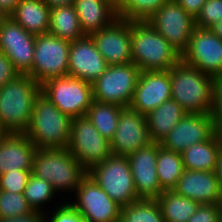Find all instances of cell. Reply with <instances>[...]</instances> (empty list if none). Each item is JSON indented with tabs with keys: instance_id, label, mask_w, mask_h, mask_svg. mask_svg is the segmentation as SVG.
<instances>
[{
	"instance_id": "cell-27",
	"label": "cell",
	"mask_w": 222,
	"mask_h": 222,
	"mask_svg": "<svg viewBox=\"0 0 222 222\" xmlns=\"http://www.w3.org/2000/svg\"><path fill=\"white\" fill-rule=\"evenodd\" d=\"M49 34L70 42L84 37L74 5L50 8Z\"/></svg>"
},
{
	"instance_id": "cell-19",
	"label": "cell",
	"mask_w": 222,
	"mask_h": 222,
	"mask_svg": "<svg viewBox=\"0 0 222 222\" xmlns=\"http://www.w3.org/2000/svg\"><path fill=\"white\" fill-rule=\"evenodd\" d=\"M158 149L159 143L151 142L127 156L135 190L141 199H156L164 191L157 177Z\"/></svg>"
},
{
	"instance_id": "cell-2",
	"label": "cell",
	"mask_w": 222,
	"mask_h": 222,
	"mask_svg": "<svg viewBox=\"0 0 222 222\" xmlns=\"http://www.w3.org/2000/svg\"><path fill=\"white\" fill-rule=\"evenodd\" d=\"M131 58L141 71L169 70L181 53L146 21H130Z\"/></svg>"
},
{
	"instance_id": "cell-33",
	"label": "cell",
	"mask_w": 222,
	"mask_h": 222,
	"mask_svg": "<svg viewBox=\"0 0 222 222\" xmlns=\"http://www.w3.org/2000/svg\"><path fill=\"white\" fill-rule=\"evenodd\" d=\"M56 192L51 184L31 173L27 181L23 195L32 210H37L45 214L46 203L53 202Z\"/></svg>"
},
{
	"instance_id": "cell-39",
	"label": "cell",
	"mask_w": 222,
	"mask_h": 222,
	"mask_svg": "<svg viewBox=\"0 0 222 222\" xmlns=\"http://www.w3.org/2000/svg\"><path fill=\"white\" fill-rule=\"evenodd\" d=\"M216 131L222 134V76L215 78L213 88V104L210 112Z\"/></svg>"
},
{
	"instance_id": "cell-22",
	"label": "cell",
	"mask_w": 222,
	"mask_h": 222,
	"mask_svg": "<svg viewBox=\"0 0 222 222\" xmlns=\"http://www.w3.org/2000/svg\"><path fill=\"white\" fill-rule=\"evenodd\" d=\"M36 149L25 133H5L0 139V175L9 171L32 170Z\"/></svg>"
},
{
	"instance_id": "cell-40",
	"label": "cell",
	"mask_w": 222,
	"mask_h": 222,
	"mask_svg": "<svg viewBox=\"0 0 222 222\" xmlns=\"http://www.w3.org/2000/svg\"><path fill=\"white\" fill-rule=\"evenodd\" d=\"M19 75L12 62L0 50V88Z\"/></svg>"
},
{
	"instance_id": "cell-45",
	"label": "cell",
	"mask_w": 222,
	"mask_h": 222,
	"mask_svg": "<svg viewBox=\"0 0 222 222\" xmlns=\"http://www.w3.org/2000/svg\"><path fill=\"white\" fill-rule=\"evenodd\" d=\"M215 172L217 174V177H218V180L220 183V188L222 191V147H221L219 154H218V161H217V166H216Z\"/></svg>"
},
{
	"instance_id": "cell-12",
	"label": "cell",
	"mask_w": 222,
	"mask_h": 222,
	"mask_svg": "<svg viewBox=\"0 0 222 222\" xmlns=\"http://www.w3.org/2000/svg\"><path fill=\"white\" fill-rule=\"evenodd\" d=\"M68 201L89 222H119L121 206L87 174Z\"/></svg>"
},
{
	"instance_id": "cell-44",
	"label": "cell",
	"mask_w": 222,
	"mask_h": 222,
	"mask_svg": "<svg viewBox=\"0 0 222 222\" xmlns=\"http://www.w3.org/2000/svg\"><path fill=\"white\" fill-rule=\"evenodd\" d=\"M49 8L64 5H73L75 0H43Z\"/></svg>"
},
{
	"instance_id": "cell-41",
	"label": "cell",
	"mask_w": 222,
	"mask_h": 222,
	"mask_svg": "<svg viewBox=\"0 0 222 222\" xmlns=\"http://www.w3.org/2000/svg\"><path fill=\"white\" fill-rule=\"evenodd\" d=\"M0 222H46V214L31 210L19 216L0 218Z\"/></svg>"
},
{
	"instance_id": "cell-1",
	"label": "cell",
	"mask_w": 222,
	"mask_h": 222,
	"mask_svg": "<svg viewBox=\"0 0 222 222\" xmlns=\"http://www.w3.org/2000/svg\"><path fill=\"white\" fill-rule=\"evenodd\" d=\"M41 85L30 75L19 74L0 88V127L5 133H25Z\"/></svg>"
},
{
	"instance_id": "cell-42",
	"label": "cell",
	"mask_w": 222,
	"mask_h": 222,
	"mask_svg": "<svg viewBox=\"0 0 222 222\" xmlns=\"http://www.w3.org/2000/svg\"><path fill=\"white\" fill-rule=\"evenodd\" d=\"M188 14L196 18L207 0H175Z\"/></svg>"
},
{
	"instance_id": "cell-14",
	"label": "cell",
	"mask_w": 222,
	"mask_h": 222,
	"mask_svg": "<svg viewBox=\"0 0 222 222\" xmlns=\"http://www.w3.org/2000/svg\"><path fill=\"white\" fill-rule=\"evenodd\" d=\"M36 35L26 31L8 16L0 26V50L19 74H26L33 65Z\"/></svg>"
},
{
	"instance_id": "cell-38",
	"label": "cell",
	"mask_w": 222,
	"mask_h": 222,
	"mask_svg": "<svg viewBox=\"0 0 222 222\" xmlns=\"http://www.w3.org/2000/svg\"><path fill=\"white\" fill-rule=\"evenodd\" d=\"M222 204H200L187 222H220Z\"/></svg>"
},
{
	"instance_id": "cell-23",
	"label": "cell",
	"mask_w": 222,
	"mask_h": 222,
	"mask_svg": "<svg viewBox=\"0 0 222 222\" xmlns=\"http://www.w3.org/2000/svg\"><path fill=\"white\" fill-rule=\"evenodd\" d=\"M73 5L84 35L97 32L118 18L115 0H75Z\"/></svg>"
},
{
	"instance_id": "cell-31",
	"label": "cell",
	"mask_w": 222,
	"mask_h": 222,
	"mask_svg": "<svg viewBox=\"0 0 222 222\" xmlns=\"http://www.w3.org/2000/svg\"><path fill=\"white\" fill-rule=\"evenodd\" d=\"M119 222H165L156 199H140L121 207Z\"/></svg>"
},
{
	"instance_id": "cell-47",
	"label": "cell",
	"mask_w": 222,
	"mask_h": 222,
	"mask_svg": "<svg viewBox=\"0 0 222 222\" xmlns=\"http://www.w3.org/2000/svg\"><path fill=\"white\" fill-rule=\"evenodd\" d=\"M7 17L8 14L0 7V26Z\"/></svg>"
},
{
	"instance_id": "cell-17",
	"label": "cell",
	"mask_w": 222,
	"mask_h": 222,
	"mask_svg": "<svg viewBox=\"0 0 222 222\" xmlns=\"http://www.w3.org/2000/svg\"><path fill=\"white\" fill-rule=\"evenodd\" d=\"M89 36L108 65L132 62L129 20L118 17L108 26Z\"/></svg>"
},
{
	"instance_id": "cell-18",
	"label": "cell",
	"mask_w": 222,
	"mask_h": 222,
	"mask_svg": "<svg viewBox=\"0 0 222 222\" xmlns=\"http://www.w3.org/2000/svg\"><path fill=\"white\" fill-rule=\"evenodd\" d=\"M169 99H171L169 70L141 71L129 108L147 115Z\"/></svg>"
},
{
	"instance_id": "cell-37",
	"label": "cell",
	"mask_w": 222,
	"mask_h": 222,
	"mask_svg": "<svg viewBox=\"0 0 222 222\" xmlns=\"http://www.w3.org/2000/svg\"><path fill=\"white\" fill-rule=\"evenodd\" d=\"M46 214V222H89L68 201ZM52 212V213H51Z\"/></svg>"
},
{
	"instance_id": "cell-3",
	"label": "cell",
	"mask_w": 222,
	"mask_h": 222,
	"mask_svg": "<svg viewBox=\"0 0 222 222\" xmlns=\"http://www.w3.org/2000/svg\"><path fill=\"white\" fill-rule=\"evenodd\" d=\"M171 99L187 113H210L215 78L182 60L171 69Z\"/></svg>"
},
{
	"instance_id": "cell-13",
	"label": "cell",
	"mask_w": 222,
	"mask_h": 222,
	"mask_svg": "<svg viewBox=\"0 0 222 222\" xmlns=\"http://www.w3.org/2000/svg\"><path fill=\"white\" fill-rule=\"evenodd\" d=\"M181 60L214 78L222 76V39L210 28L196 27Z\"/></svg>"
},
{
	"instance_id": "cell-30",
	"label": "cell",
	"mask_w": 222,
	"mask_h": 222,
	"mask_svg": "<svg viewBox=\"0 0 222 222\" xmlns=\"http://www.w3.org/2000/svg\"><path fill=\"white\" fill-rule=\"evenodd\" d=\"M123 108L116 104L93 101L85 116L105 139L111 141Z\"/></svg>"
},
{
	"instance_id": "cell-46",
	"label": "cell",
	"mask_w": 222,
	"mask_h": 222,
	"mask_svg": "<svg viewBox=\"0 0 222 222\" xmlns=\"http://www.w3.org/2000/svg\"><path fill=\"white\" fill-rule=\"evenodd\" d=\"M211 31L222 39V20L210 27Z\"/></svg>"
},
{
	"instance_id": "cell-35",
	"label": "cell",
	"mask_w": 222,
	"mask_h": 222,
	"mask_svg": "<svg viewBox=\"0 0 222 222\" xmlns=\"http://www.w3.org/2000/svg\"><path fill=\"white\" fill-rule=\"evenodd\" d=\"M222 20V0H207L195 18L196 27L210 28Z\"/></svg>"
},
{
	"instance_id": "cell-32",
	"label": "cell",
	"mask_w": 222,
	"mask_h": 222,
	"mask_svg": "<svg viewBox=\"0 0 222 222\" xmlns=\"http://www.w3.org/2000/svg\"><path fill=\"white\" fill-rule=\"evenodd\" d=\"M170 0H115L119 18L129 21L148 20L163 4Z\"/></svg>"
},
{
	"instance_id": "cell-8",
	"label": "cell",
	"mask_w": 222,
	"mask_h": 222,
	"mask_svg": "<svg viewBox=\"0 0 222 222\" xmlns=\"http://www.w3.org/2000/svg\"><path fill=\"white\" fill-rule=\"evenodd\" d=\"M140 72L141 70L132 62L108 65L92 83L94 101L129 107Z\"/></svg>"
},
{
	"instance_id": "cell-29",
	"label": "cell",
	"mask_w": 222,
	"mask_h": 222,
	"mask_svg": "<svg viewBox=\"0 0 222 222\" xmlns=\"http://www.w3.org/2000/svg\"><path fill=\"white\" fill-rule=\"evenodd\" d=\"M156 170L161 188L164 191L173 190L185 170L181 153L168 150L159 144Z\"/></svg>"
},
{
	"instance_id": "cell-34",
	"label": "cell",
	"mask_w": 222,
	"mask_h": 222,
	"mask_svg": "<svg viewBox=\"0 0 222 222\" xmlns=\"http://www.w3.org/2000/svg\"><path fill=\"white\" fill-rule=\"evenodd\" d=\"M31 210L23 193L0 190V218L19 216Z\"/></svg>"
},
{
	"instance_id": "cell-20",
	"label": "cell",
	"mask_w": 222,
	"mask_h": 222,
	"mask_svg": "<svg viewBox=\"0 0 222 222\" xmlns=\"http://www.w3.org/2000/svg\"><path fill=\"white\" fill-rule=\"evenodd\" d=\"M108 64L89 35L71 42L68 57V76L93 83Z\"/></svg>"
},
{
	"instance_id": "cell-36",
	"label": "cell",
	"mask_w": 222,
	"mask_h": 222,
	"mask_svg": "<svg viewBox=\"0 0 222 222\" xmlns=\"http://www.w3.org/2000/svg\"><path fill=\"white\" fill-rule=\"evenodd\" d=\"M32 170L9 171L0 175V190L23 193Z\"/></svg>"
},
{
	"instance_id": "cell-26",
	"label": "cell",
	"mask_w": 222,
	"mask_h": 222,
	"mask_svg": "<svg viewBox=\"0 0 222 222\" xmlns=\"http://www.w3.org/2000/svg\"><path fill=\"white\" fill-rule=\"evenodd\" d=\"M187 112L174 100L163 102L146 115L152 142L160 143Z\"/></svg>"
},
{
	"instance_id": "cell-11",
	"label": "cell",
	"mask_w": 222,
	"mask_h": 222,
	"mask_svg": "<svg viewBox=\"0 0 222 222\" xmlns=\"http://www.w3.org/2000/svg\"><path fill=\"white\" fill-rule=\"evenodd\" d=\"M146 22L181 54L187 49L196 28L195 18L175 0L163 4Z\"/></svg>"
},
{
	"instance_id": "cell-25",
	"label": "cell",
	"mask_w": 222,
	"mask_h": 222,
	"mask_svg": "<svg viewBox=\"0 0 222 222\" xmlns=\"http://www.w3.org/2000/svg\"><path fill=\"white\" fill-rule=\"evenodd\" d=\"M222 135L216 132L209 140L190 146L182 155L184 169L216 171Z\"/></svg>"
},
{
	"instance_id": "cell-4",
	"label": "cell",
	"mask_w": 222,
	"mask_h": 222,
	"mask_svg": "<svg viewBox=\"0 0 222 222\" xmlns=\"http://www.w3.org/2000/svg\"><path fill=\"white\" fill-rule=\"evenodd\" d=\"M31 173L49 182L56 194L65 191L73 194L87 175L67 148H37Z\"/></svg>"
},
{
	"instance_id": "cell-6",
	"label": "cell",
	"mask_w": 222,
	"mask_h": 222,
	"mask_svg": "<svg viewBox=\"0 0 222 222\" xmlns=\"http://www.w3.org/2000/svg\"><path fill=\"white\" fill-rule=\"evenodd\" d=\"M87 174L121 207L141 199L135 190L127 156L111 155L91 167Z\"/></svg>"
},
{
	"instance_id": "cell-24",
	"label": "cell",
	"mask_w": 222,
	"mask_h": 222,
	"mask_svg": "<svg viewBox=\"0 0 222 222\" xmlns=\"http://www.w3.org/2000/svg\"><path fill=\"white\" fill-rule=\"evenodd\" d=\"M8 16L34 35L49 32L50 8L43 0H20Z\"/></svg>"
},
{
	"instance_id": "cell-9",
	"label": "cell",
	"mask_w": 222,
	"mask_h": 222,
	"mask_svg": "<svg viewBox=\"0 0 222 222\" xmlns=\"http://www.w3.org/2000/svg\"><path fill=\"white\" fill-rule=\"evenodd\" d=\"M71 42L49 33L36 35L32 68L26 73L42 85L51 78L68 76Z\"/></svg>"
},
{
	"instance_id": "cell-5",
	"label": "cell",
	"mask_w": 222,
	"mask_h": 222,
	"mask_svg": "<svg viewBox=\"0 0 222 222\" xmlns=\"http://www.w3.org/2000/svg\"><path fill=\"white\" fill-rule=\"evenodd\" d=\"M72 118L63 114L42 93L35 100L26 136L36 148H67Z\"/></svg>"
},
{
	"instance_id": "cell-28",
	"label": "cell",
	"mask_w": 222,
	"mask_h": 222,
	"mask_svg": "<svg viewBox=\"0 0 222 222\" xmlns=\"http://www.w3.org/2000/svg\"><path fill=\"white\" fill-rule=\"evenodd\" d=\"M156 201L165 222H187L200 205L192 199L178 195L173 190L163 191Z\"/></svg>"
},
{
	"instance_id": "cell-21",
	"label": "cell",
	"mask_w": 222,
	"mask_h": 222,
	"mask_svg": "<svg viewBox=\"0 0 222 222\" xmlns=\"http://www.w3.org/2000/svg\"><path fill=\"white\" fill-rule=\"evenodd\" d=\"M173 191L199 204H222V191L215 171L185 169Z\"/></svg>"
},
{
	"instance_id": "cell-16",
	"label": "cell",
	"mask_w": 222,
	"mask_h": 222,
	"mask_svg": "<svg viewBox=\"0 0 222 222\" xmlns=\"http://www.w3.org/2000/svg\"><path fill=\"white\" fill-rule=\"evenodd\" d=\"M151 142L146 115L129 107L123 108L110 141L112 155L128 156Z\"/></svg>"
},
{
	"instance_id": "cell-15",
	"label": "cell",
	"mask_w": 222,
	"mask_h": 222,
	"mask_svg": "<svg viewBox=\"0 0 222 222\" xmlns=\"http://www.w3.org/2000/svg\"><path fill=\"white\" fill-rule=\"evenodd\" d=\"M216 132L210 113H186L159 144L182 153L192 145L209 140Z\"/></svg>"
},
{
	"instance_id": "cell-7",
	"label": "cell",
	"mask_w": 222,
	"mask_h": 222,
	"mask_svg": "<svg viewBox=\"0 0 222 222\" xmlns=\"http://www.w3.org/2000/svg\"><path fill=\"white\" fill-rule=\"evenodd\" d=\"M41 93L72 119L85 116L94 101L92 84L71 76L47 80Z\"/></svg>"
},
{
	"instance_id": "cell-43",
	"label": "cell",
	"mask_w": 222,
	"mask_h": 222,
	"mask_svg": "<svg viewBox=\"0 0 222 222\" xmlns=\"http://www.w3.org/2000/svg\"><path fill=\"white\" fill-rule=\"evenodd\" d=\"M20 0H0V7L9 15Z\"/></svg>"
},
{
	"instance_id": "cell-10",
	"label": "cell",
	"mask_w": 222,
	"mask_h": 222,
	"mask_svg": "<svg viewBox=\"0 0 222 222\" xmlns=\"http://www.w3.org/2000/svg\"><path fill=\"white\" fill-rule=\"evenodd\" d=\"M67 149L86 171L112 155L110 141L97 131L86 116L72 120Z\"/></svg>"
},
{
	"instance_id": "cell-48",
	"label": "cell",
	"mask_w": 222,
	"mask_h": 222,
	"mask_svg": "<svg viewBox=\"0 0 222 222\" xmlns=\"http://www.w3.org/2000/svg\"><path fill=\"white\" fill-rule=\"evenodd\" d=\"M5 134V132L3 131V129L0 127V139L2 138V136Z\"/></svg>"
}]
</instances>
